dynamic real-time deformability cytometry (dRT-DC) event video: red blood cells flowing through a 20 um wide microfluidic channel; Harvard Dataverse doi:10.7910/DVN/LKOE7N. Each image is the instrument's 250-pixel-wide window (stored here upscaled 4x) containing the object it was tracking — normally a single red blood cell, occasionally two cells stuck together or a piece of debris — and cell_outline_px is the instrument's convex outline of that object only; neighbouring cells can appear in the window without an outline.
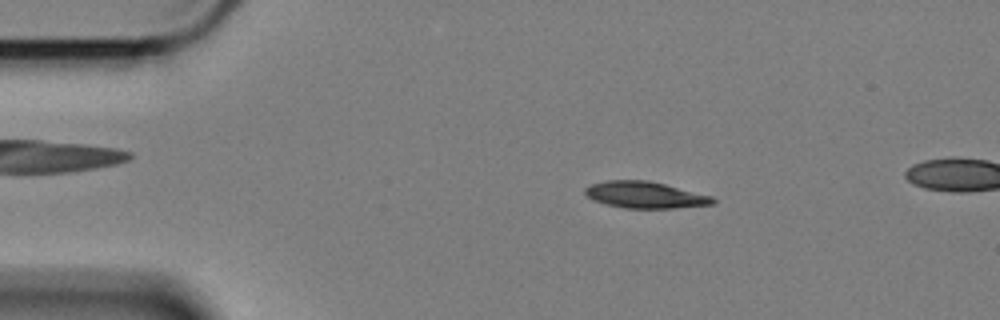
{"species": "Egyptian fruit bat (a non-hibernating species)", "species_latin": "Rousettus aegyptiacus", "temperature_condition": "cold", "stored_images_in_passage": 56, "camera_frame_rate_fps": 3000, "um_per_image_px": 0.085, "animal": {"sex": "female"}, "frame": {"image": 1, "passage_image": 10, "time_ms": 3.0, "image_size_px": [1000, 320], "cell_outline_px": [[716, 200], [712, 204], [672, 208], [624, 208], [604, 204], [592, 200], [584, 192], [584, 188], [592, 184], [608, 180], [648, 180], [712, 196]], "centroid_in_image_um": [54.79, 16.57], "position_along_channel_um": 30.2, "area_um2": 19.65}}
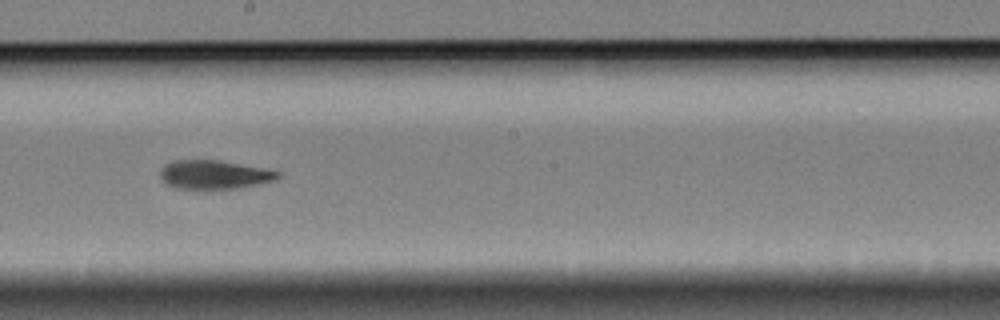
{"frame": {"image": 2, "passage_image": 32, "time_ms": 10.333, "image_size_px": [1000, 320], "cell_outline_px": [[280, 176], [276, 180], [260, 184], [240, 188], [176, 188], [168, 184], [160, 176], [160, 168], [164, 164], [172, 160], [220, 160], [280, 172]], "centroid_in_image_um": [18.19, 14.83], "position_along_channel_um": 230.0, "area_um2": 19.54}}
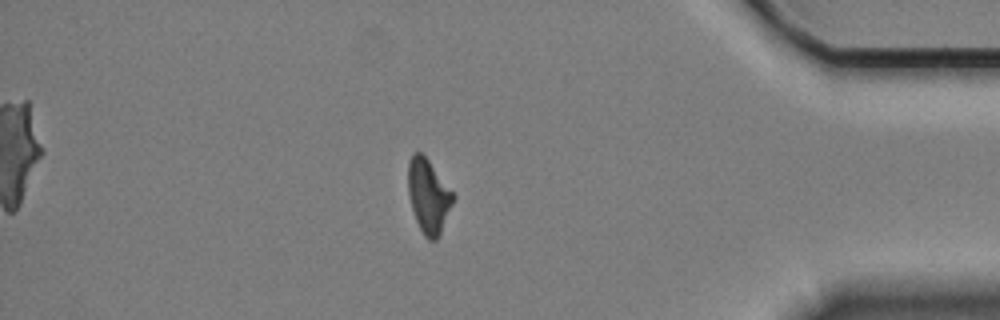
{"frame": {"image": 3, "passage_image": 50, "time_ms": 16.333, "image_size_px": [1000, 320], "cell_outline_px": [[456, 196], [440, 232], [436, 240], [428, 240], [424, 236], [416, 220], [412, 208], [408, 192], [408, 164], [412, 152], [420, 152], [428, 160]], "centroid_in_image_um": [36.41, 16.65], "position_along_channel_um": 398.8, "area_um2": 19.07}, "authors_computed_cell_mechanics": {"area_um2": 20.0566, "velocity_mm_per_s": 3.3785, "shape_relaxation_time_tau1_ms": 3.8018, "shape_relaxation_time_tau2_ms": 5.2342, "deformation_change_tau1": 0.1388, "deformation_change_tau2": 0.1154}}